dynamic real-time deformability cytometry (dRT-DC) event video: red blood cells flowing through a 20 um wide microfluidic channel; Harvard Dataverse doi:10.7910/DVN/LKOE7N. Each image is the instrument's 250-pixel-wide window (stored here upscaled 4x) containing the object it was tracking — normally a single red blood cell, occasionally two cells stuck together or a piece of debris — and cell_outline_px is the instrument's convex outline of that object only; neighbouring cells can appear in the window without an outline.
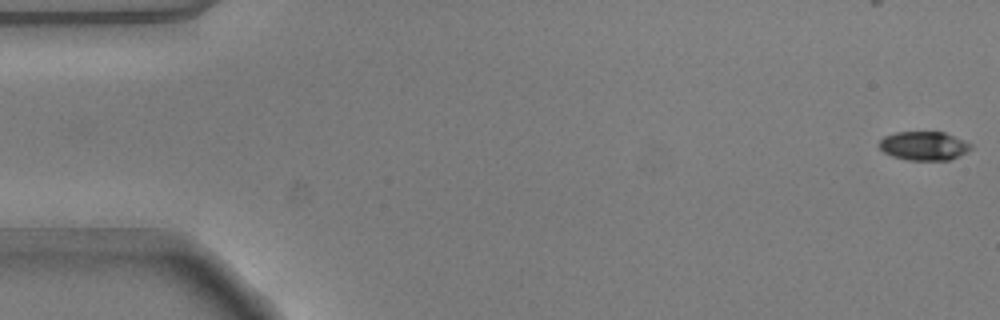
{"species": "common noctule bat (a hibernating species)", "species_latin": "Nyctalus noctula", "temperature_condition": "warm", "stored_images_in_passage": 7, "camera_frame_rate_fps": 3000, "um_per_image_px": 0.085, "animal": {"sex": "male", "body_mass_g": 20.5, "forearm_length_mm": 52.5}, "frame": {"image": 1, "passage_image": 1, "time_ms": 0.0, "image_size_px": [1000, 320], "cell_outline_px": [[972, 148], [948, 160], [908, 160], [892, 156], [884, 152], [880, 148], [880, 140], [884, 136], [896, 132], [944, 132], [972, 144]], "centroid_in_image_um": [78.5, 12.39], "position_along_channel_um": 6.5, "area_um2": 15.14}}